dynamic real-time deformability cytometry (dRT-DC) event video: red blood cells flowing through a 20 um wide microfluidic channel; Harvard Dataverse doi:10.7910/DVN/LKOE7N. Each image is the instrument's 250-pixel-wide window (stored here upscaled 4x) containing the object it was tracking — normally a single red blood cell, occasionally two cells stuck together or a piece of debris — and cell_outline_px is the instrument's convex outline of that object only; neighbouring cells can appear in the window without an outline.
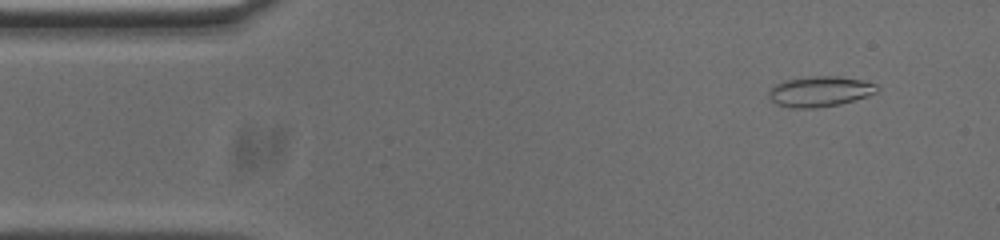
{"species": "common noctule bat (a hibernating species)", "species_latin": "Nyctalus noctula", "temperature_condition": "cold", "stored_images_in_passage": 53, "camera_frame_rate_fps": 3000, "um_per_image_px": 0.085, "animal": {"sex": "male", "body_mass_g": 20.0, "forearm_length_mm": 53.3}, "frame": {"image": 1, "passage_image": 4, "time_ms": 1.0, "image_size_px": [1000, 240], "cell_outline_px": [[880, 88], [876, 92], [868, 96], [840, 104], [816, 108], [792, 108], [776, 104], [768, 96], [768, 92], [776, 84], [784, 80], [812, 76], [840, 76], [864, 80], [876, 84]], "centroid_in_image_um": [69.71, 7.77], "position_along_channel_um": 15.3, "area_um2": 19.31}}
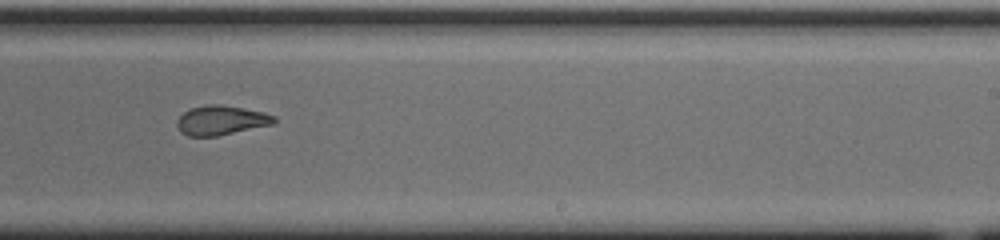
{"frame": {"image": 2, "passage_image": 31, "time_ms": 10.0, "image_size_px": [1000, 240], "cell_outline_px": [[276, 120], [272, 124], [216, 136], [188, 136], [180, 132], [176, 124], [176, 120], [184, 112], [192, 108], [208, 104], [220, 104], [244, 108], [264, 112], [276, 116]], "centroid_in_image_um": [18.78, 10.22], "position_along_channel_um": 270.2, "area_um2": 16.59}}
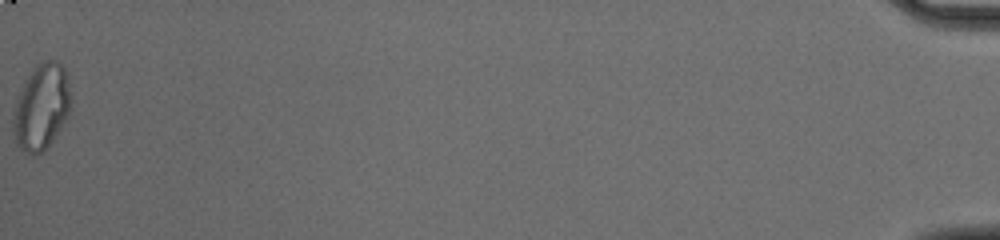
{"frame": {"image": 3, "passage_image": 53, "time_ms": 17.333, "image_size_px": [1000, 240], "cell_outline_px": [[72, 108], [68, 116], [48, 144], [36, 156], [20, 148], [16, 140], [12, 120], [12, 116], [16, 100], [32, 68], [36, 64], [44, 60], [56, 60], [68, 72]], "centroid_in_image_um": [3.55, 9.02], "position_along_channel_um": 431.6, "area_um2": 28.67}, "authors_computed_cell_mechanics": {"area_um2": 18.0914, "velocity_mm_per_s": 3.7452, "shape_relaxation_time_tau1_ms": null, "shape_relaxation_time_tau2_ms": 1.5495, "deformation_change_tau1": null, "deformation_change_tau2": 0.0869}}